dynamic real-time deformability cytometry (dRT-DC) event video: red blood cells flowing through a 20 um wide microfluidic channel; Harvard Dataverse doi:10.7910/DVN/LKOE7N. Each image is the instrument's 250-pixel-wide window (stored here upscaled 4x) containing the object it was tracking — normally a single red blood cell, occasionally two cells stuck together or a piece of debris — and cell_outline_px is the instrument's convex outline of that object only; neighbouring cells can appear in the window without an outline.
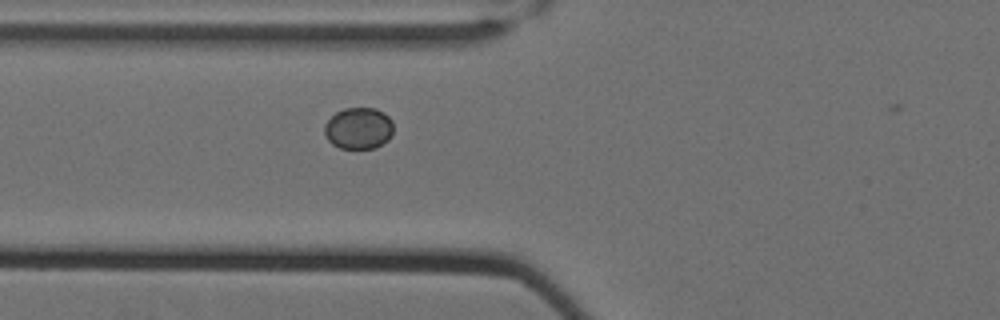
{"species": "Egyptian fruit bat (a non-hibernating species)", "species_latin": "Rousettus aegyptiacus", "temperature_condition": "cold", "stored_images_in_passage": 5, "camera_frame_rate_fps": 3000, "um_per_image_px": 0.085, "animal": {"sex": "female"}, "frame": {"image": 1, "passage_image": 4, "time_ms": 1.0, "image_size_px": [1000, 320], "cell_outline_px": [[392, 136], [388, 140], [376, 148], [340, 148], [332, 144], [324, 136], [324, 124], [336, 112], [344, 108], [376, 108], [384, 112], [392, 120]], "centroid_in_image_um": [30.48, 10.9], "position_along_channel_um": 95.3, "area_um2": 16.88}}